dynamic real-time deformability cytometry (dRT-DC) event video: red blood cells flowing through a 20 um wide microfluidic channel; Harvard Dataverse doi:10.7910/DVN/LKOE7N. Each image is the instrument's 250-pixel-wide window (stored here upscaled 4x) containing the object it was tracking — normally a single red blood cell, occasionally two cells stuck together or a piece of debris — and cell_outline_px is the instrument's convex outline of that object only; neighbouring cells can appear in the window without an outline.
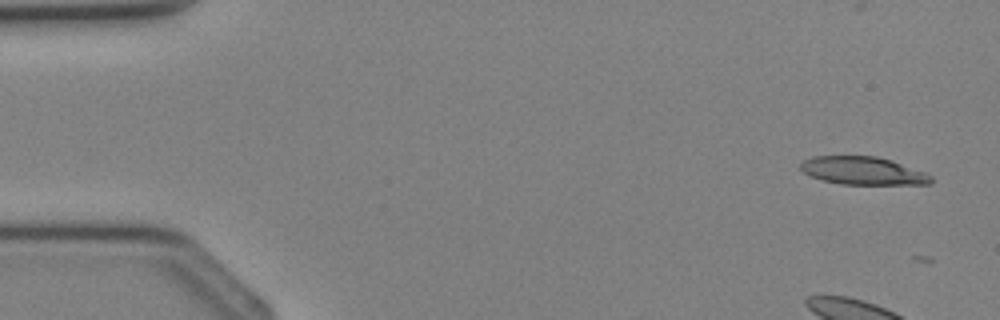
{"species": "Egyptian fruit bat (a non-hibernating species)", "species_latin": "Rousettus aegyptiacus", "temperature_condition": "cold", "stored_images_in_passage": 3, "camera_frame_rate_fps": 3000, "um_per_image_px": 0.085, "animal": {"sex": "female"}, "frame": {"image": 1, "passage_image": 2, "time_ms": 0.333, "image_size_px": [1000, 320], "cell_outline_px": [[932, 180], [928, 184], [840, 184], [824, 180], [812, 176], [804, 172], [800, 168], [800, 164], [804, 160], [812, 156], [876, 156], [892, 160], [924, 172], [932, 176]], "centroid_in_image_um": [73.34, 14.5], "position_along_channel_um": 11.7, "area_um2": 21.04}}